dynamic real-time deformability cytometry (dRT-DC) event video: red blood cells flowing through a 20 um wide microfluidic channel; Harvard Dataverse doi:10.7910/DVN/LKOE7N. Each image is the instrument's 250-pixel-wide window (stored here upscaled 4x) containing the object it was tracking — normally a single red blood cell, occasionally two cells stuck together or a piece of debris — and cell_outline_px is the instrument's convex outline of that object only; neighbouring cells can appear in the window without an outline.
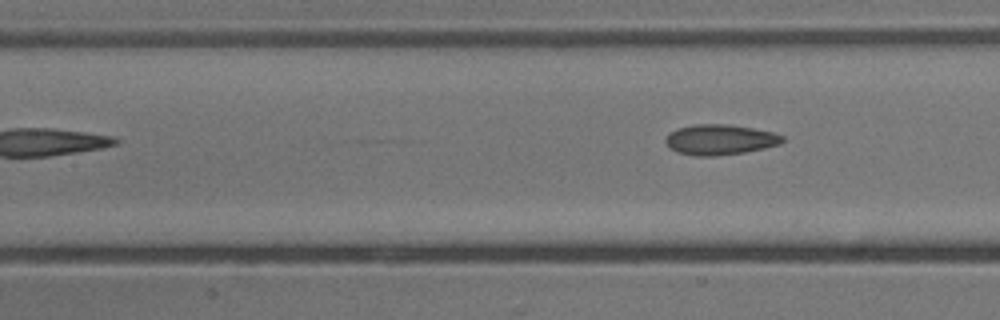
{"species": "common noctule bat (a hibernating species)", "species_latin": "Nyctalus noctula", "temperature_condition": "cold", "stored_images_in_passage": 6, "camera_frame_rate_fps": 3000, "um_per_image_px": 0.085, "animal": {"sex": "male", "body_mass_g": 13.3}, "frame": {"image": 1, "passage_image": 6, "time_ms": 6.667, "image_size_px": [1000, 320], "cell_outline_px": [[784, 140], [780, 144], [764, 148], [744, 152], [716, 156], [696, 156], [676, 152], [664, 140], [668, 132], [676, 128], [692, 124], [732, 124], [772, 132], [784, 136]], "centroid_in_image_um": [61.17, 11.86], "position_along_channel_um": 146.2, "area_um2": 20.81}}